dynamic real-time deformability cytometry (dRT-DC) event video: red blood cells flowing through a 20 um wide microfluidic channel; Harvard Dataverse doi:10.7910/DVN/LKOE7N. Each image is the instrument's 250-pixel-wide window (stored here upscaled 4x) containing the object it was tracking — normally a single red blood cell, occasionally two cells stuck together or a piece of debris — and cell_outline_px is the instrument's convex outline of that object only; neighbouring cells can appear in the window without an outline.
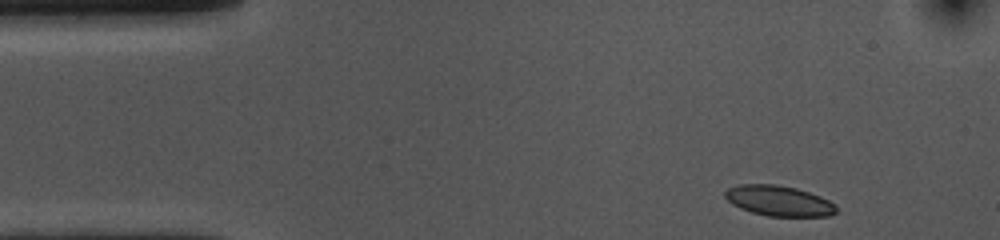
{"species": "common noctule bat (a hibernating species)", "species_latin": "Nyctalus noctula", "temperature_condition": "cold", "stored_images_in_passage": 40, "camera_frame_rate_fps": 3000, "um_per_image_px": 0.085, "animal": {"sex": "female", "body_mass_g": 10.0, "forearm_length_mm": 53.1}, "frame": {"image": 1, "passage_image": 1, "time_ms": 0.0, "image_size_px": [1000, 240], "cell_outline_px": [[836, 212], [832, 216], [768, 216], [752, 212], [740, 208], [732, 204], [724, 196], [724, 192], [728, 188], [740, 184], [776, 184], [796, 188], [820, 196], [836, 204]], "centroid_in_image_um": [66.2, 17.07], "position_along_channel_um": 18.8, "area_um2": 19.71}}
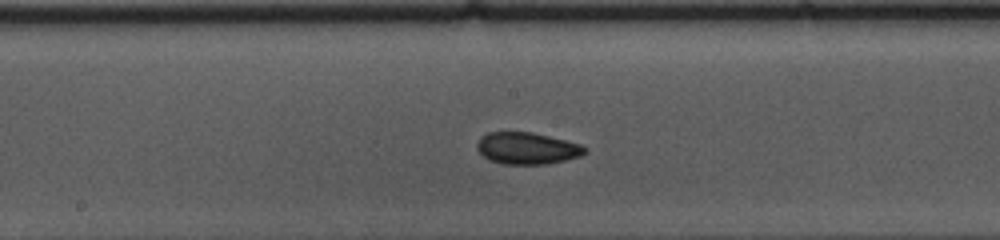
{"frame": {"image": 2, "passage_image": 22, "time_ms": 7.0, "image_size_px": [1000, 240], "cell_outline_px": [[588, 152], [580, 156], [548, 164], [504, 164], [492, 160], [484, 156], [476, 148], [476, 144], [480, 136], [488, 132], [532, 132], [580, 144], [588, 148]], "centroid_in_image_um": [44.81, 12.6], "position_along_channel_um": 203.4, "area_um2": 19.94}}
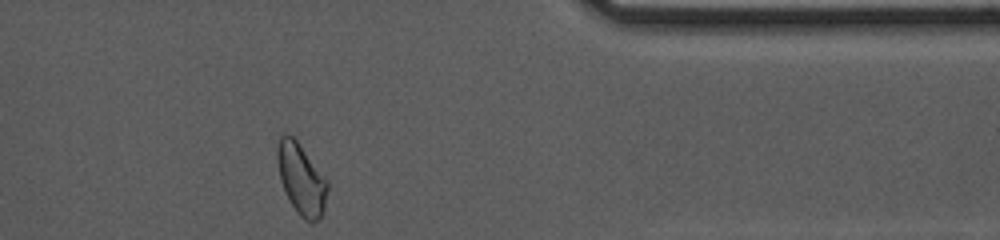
{"frame": {"image": 3, "passage_image": 39, "time_ms": 12.667, "image_size_px": [1000, 240], "cell_outline_px": [[328, 188], [324, 208], [320, 220], [312, 224], [300, 216], [296, 212], [280, 180], [276, 156], [276, 148], [280, 136], [284, 132], [288, 132], [300, 144], [328, 180]], "centroid_in_image_um": [25.61, 15.2], "position_along_channel_um": 385.8, "area_um2": 20.98}, "authors_computed_cell_mechanics": {"area_um2": 19.8254, "velocity_mm_per_s": 3.6195, "shape_relaxation_time_tau1_ms": null, "shape_relaxation_time_tau2_ms": 2.6589, "deformation_change_tau1": null, "deformation_change_tau2": 0.0622}}